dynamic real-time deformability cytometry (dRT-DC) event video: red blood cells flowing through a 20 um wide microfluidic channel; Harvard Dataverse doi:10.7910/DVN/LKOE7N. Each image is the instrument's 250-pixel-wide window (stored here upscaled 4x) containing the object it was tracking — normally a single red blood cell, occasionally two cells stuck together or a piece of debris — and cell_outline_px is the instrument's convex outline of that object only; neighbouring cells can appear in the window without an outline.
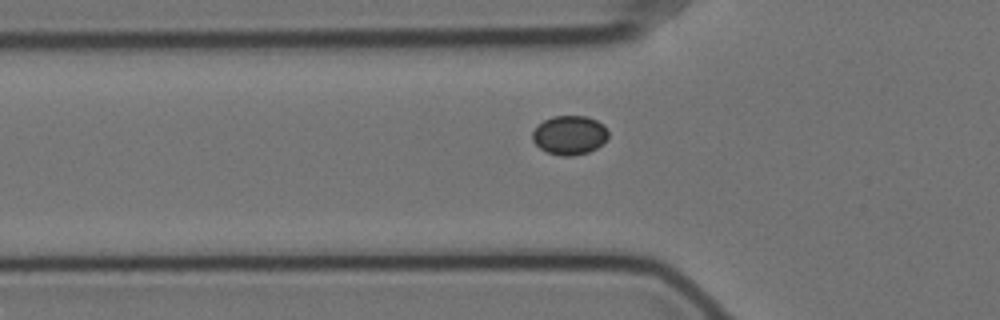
{"species": "Egyptian fruit bat (a non-hibernating species)", "species_latin": "Rousettus aegyptiacus", "temperature_condition": "cold", "stored_images_in_passage": 34, "camera_frame_rate_fps": 3000, "um_per_image_px": 0.085, "animal": {"sex": "female"}, "frame": {"image": 1, "passage_image": 7, "time_ms": 2.0, "image_size_px": [1000, 320], "cell_outline_px": [[608, 136], [596, 148], [588, 152], [572, 156], [560, 156], [548, 152], [540, 148], [532, 140], [532, 132], [544, 120], [552, 116], [588, 116], [604, 124], [608, 132]], "centroid_in_image_um": [48.41, 11.48], "position_along_channel_um": 77.4, "area_um2": 17.17}}
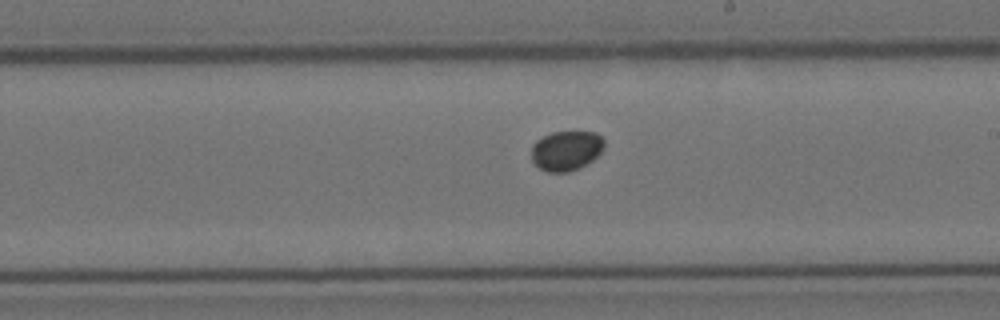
{"frame": {"image": 2, "passage_image": 21, "time_ms": 6.667, "image_size_px": [1000, 320], "cell_outline_px": [[604, 148], [592, 160], [580, 168], [568, 172], [548, 172], [540, 168], [532, 160], [532, 144], [536, 140], [552, 132], [596, 132], [604, 140]], "centroid_in_image_um": [48.13, 12.8], "position_along_channel_um": 240.9, "area_um2": 16.82}}
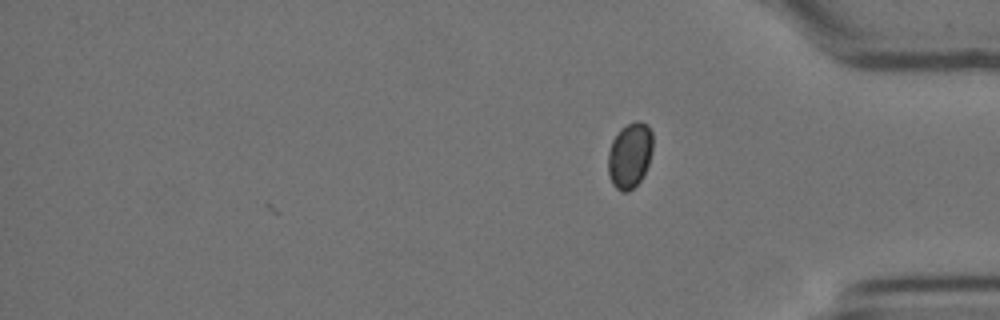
{"frame": {"image": 3, "passage_image": 34, "time_ms": 11.0, "image_size_px": [1000, 320], "cell_outline_px": [[652, 152], [648, 164], [640, 180], [628, 192], [620, 192], [612, 184], [608, 172], [608, 152], [612, 140], [620, 128], [636, 120], [640, 120], [648, 124], [652, 132]], "centroid_in_image_um": [53.52, 13.18], "position_along_channel_um": 381.7, "area_um2": 17.22}}